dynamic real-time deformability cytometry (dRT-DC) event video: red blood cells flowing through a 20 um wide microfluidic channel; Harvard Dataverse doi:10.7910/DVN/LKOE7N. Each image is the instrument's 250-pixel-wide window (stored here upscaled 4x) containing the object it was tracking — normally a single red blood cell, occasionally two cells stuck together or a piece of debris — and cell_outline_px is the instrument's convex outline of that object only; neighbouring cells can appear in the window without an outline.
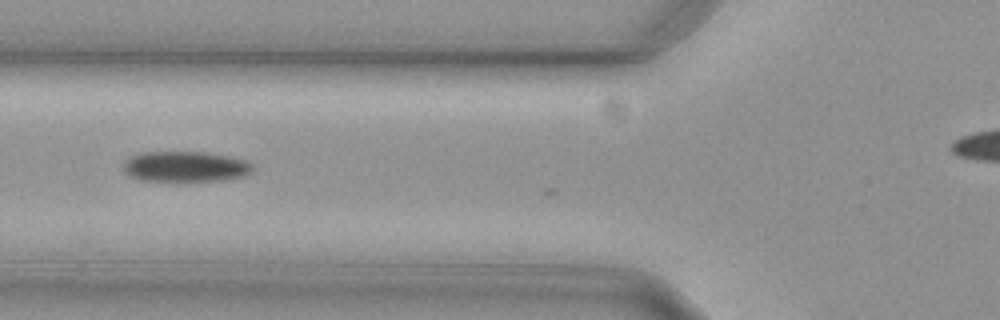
{"species": "common noctule bat (a hibernating species)", "species_latin": "Nyctalus noctula", "temperature_condition": "cold", "stored_images_in_passage": 5, "camera_frame_rate_fps": 3000, "um_per_image_px": 0.085, "animal": {"sex": "female", "body_mass_g": 29.2, "forearm_length_mm": 56.3}, "frame": {"image": 1, "passage_image": 3, "time_ms": 0.667, "image_size_px": [1000, 320], "cell_outline_px": [[252, 172], [244, 176], [224, 180], [188, 184], [176, 184], [140, 180], [128, 176], [124, 172], [124, 160], [140, 152], [204, 152], [228, 156], [244, 160], [252, 164]], "centroid_in_image_um": [15.71, 14.22], "position_along_channel_um": 110.1, "area_um2": 24.22}}